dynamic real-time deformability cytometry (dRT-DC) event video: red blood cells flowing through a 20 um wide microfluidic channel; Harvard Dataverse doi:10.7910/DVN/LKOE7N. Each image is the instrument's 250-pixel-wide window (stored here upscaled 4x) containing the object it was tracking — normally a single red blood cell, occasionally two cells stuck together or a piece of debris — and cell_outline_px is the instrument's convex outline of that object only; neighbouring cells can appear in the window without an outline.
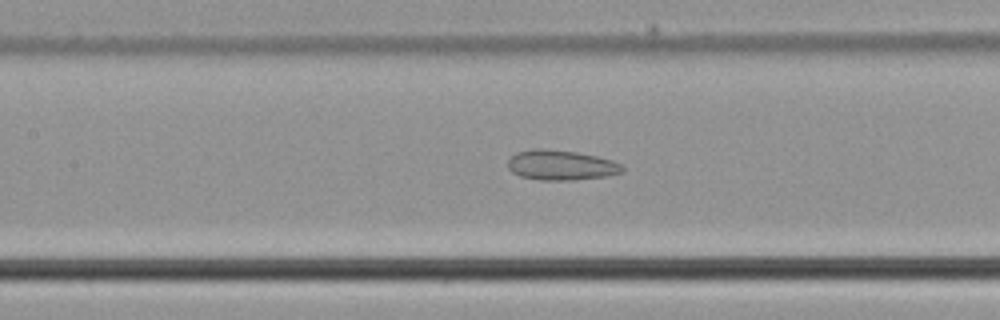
{"species": "common noctule bat (a hibernating species)", "species_latin": "Nyctalus noctula", "temperature_condition": "cold", "stored_images_in_passage": 50, "camera_frame_rate_fps": 3000, "um_per_image_px": 0.085, "animal": {"sex": "male", "body_mass_g": 21.5, "forearm_length_mm": 52.0}, "frame": {"image": 1, "passage_image": 23, "time_ms": 7.333, "image_size_px": [1000, 320], "cell_outline_px": [[624, 172], [604, 176], [572, 180], [540, 180], [520, 176], [512, 172], [508, 168], [508, 160], [516, 152], [532, 148], [544, 148], [576, 152], [596, 156], [612, 160], [620, 164], [624, 168]], "centroid_in_image_um": [47.66, 14.03], "position_along_channel_um": 159.7, "area_um2": 20.06}}
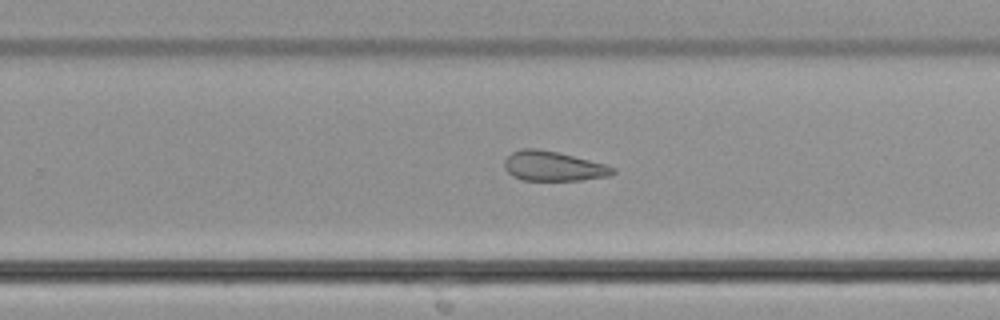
{"frame": {"image": 2, "passage_image": 32, "time_ms": 10.333, "image_size_px": [1000, 320], "cell_outline_px": [[616, 172], [608, 176], [580, 180], [524, 180], [512, 176], [504, 168], [504, 160], [512, 152], [524, 148], [536, 148], [556, 152], [604, 164], [616, 168]], "centroid_in_image_um": [47.0, 14.13], "position_along_channel_um": 282.8, "area_um2": 18.55}}
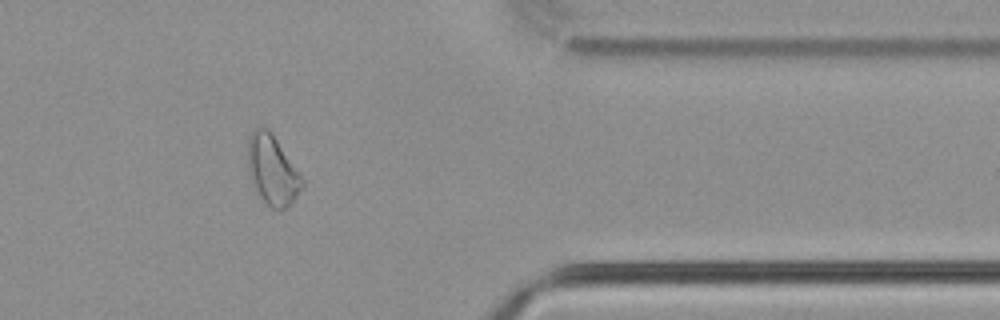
{"frame": {"image": 3, "passage_image": 41, "time_ms": 13.333, "image_size_px": [1000, 320], "cell_outline_px": [[304, 184], [296, 196], [284, 208], [276, 212], [256, 192], [248, 172], [248, 136], [260, 124], [268, 128], [272, 132], [304, 180]], "centroid_in_image_um": [23.12, 14.41], "position_along_channel_um": 388.3, "area_um2": 21.96}}